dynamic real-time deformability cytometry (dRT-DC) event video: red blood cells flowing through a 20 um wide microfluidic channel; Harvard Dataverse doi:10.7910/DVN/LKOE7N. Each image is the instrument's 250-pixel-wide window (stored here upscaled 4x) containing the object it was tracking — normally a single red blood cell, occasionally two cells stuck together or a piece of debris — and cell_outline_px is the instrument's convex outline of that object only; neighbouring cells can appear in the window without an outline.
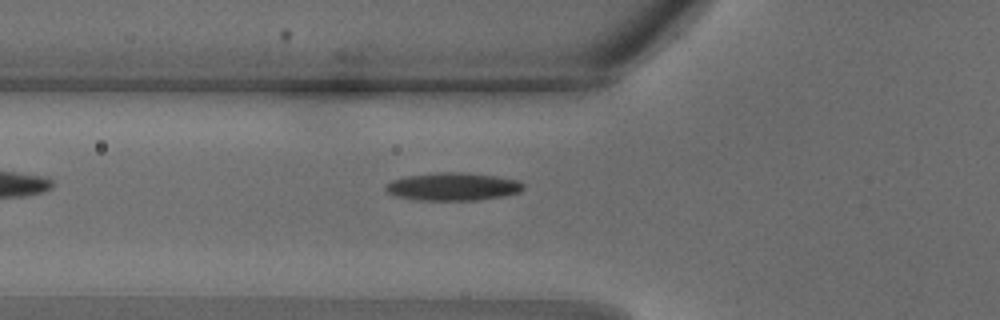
{"species": "common noctule bat (a hibernating species)", "species_latin": "Nyctalus noctula", "temperature_condition": "warm", "stored_images_in_passage": 24, "segment_of_instrument_passage": [1, 2], "camera_frame_rate_fps": 3000, "um_per_image_px": 0.085, "animal": {"sex": "male", "body_mass_g": 18.8}, "frame": {"image": 1, "passage_image": 2, "time_ms": 0.333, "image_size_px": [1000, 320], "cell_outline_px": [[524, 188], [520, 192], [504, 196], [476, 200], [420, 200], [396, 196], [388, 192], [384, 188], [384, 184], [392, 180], [404, 176], [440, 172], [460, 172], [496, 176], [516, 180], [524, 184]], "centroid_in_image_um": [38.47, 15.86], "position_along_channel_um": 87.3, "area_um2": 22.37}}
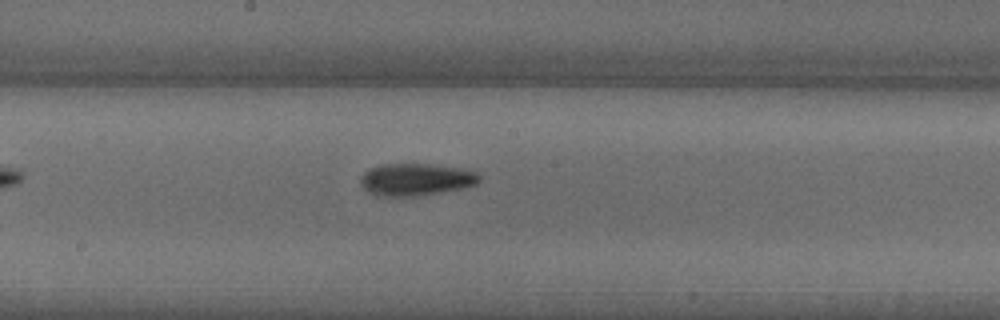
{"frame": {"image": 2, "passage_image": 8, "time_ms": 2.333, "image_size_px": [1000, 320], "cell_outline_px": [[480, 180], [476, 184], [460, 188], [416, 196], [376, 196], [368, 192], [360, 184], [360, 176], [368, 168], [380, 164], [432, 164], [464, 168], [476, 172], [480, 176]], "centroid_in_image_um": [35.31, 15.24], "position_along_channel_um": 212.9, "area_um2": 22.43}}
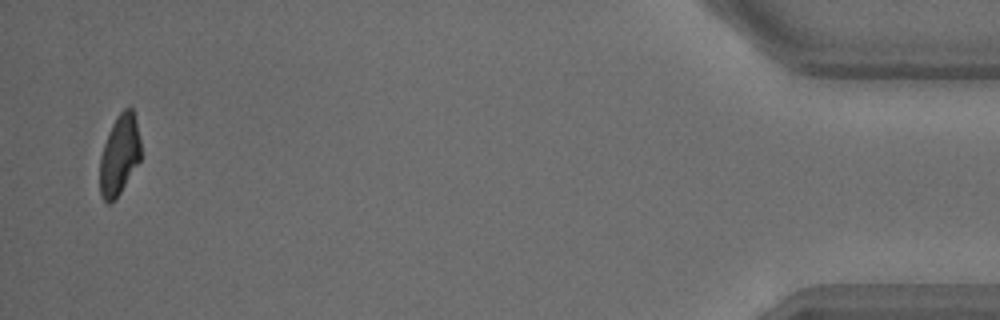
{"frame": {"image": 3, "passage_image": 22, "time_ms": 7.0, "image_size_px": [1000, 320], "cell_outline_px": [[140, 160], [120, 192], [108, 204], [104, 200], [100, 192], [100, 156], [108, 132], [116, 116], [124, 108], [132, 108], [136, 120], [140, 140]], "centroid_in_image_um": [10.14, 13.13], "position_along_channel_um": 425.1, "area_um2": 18.84}}